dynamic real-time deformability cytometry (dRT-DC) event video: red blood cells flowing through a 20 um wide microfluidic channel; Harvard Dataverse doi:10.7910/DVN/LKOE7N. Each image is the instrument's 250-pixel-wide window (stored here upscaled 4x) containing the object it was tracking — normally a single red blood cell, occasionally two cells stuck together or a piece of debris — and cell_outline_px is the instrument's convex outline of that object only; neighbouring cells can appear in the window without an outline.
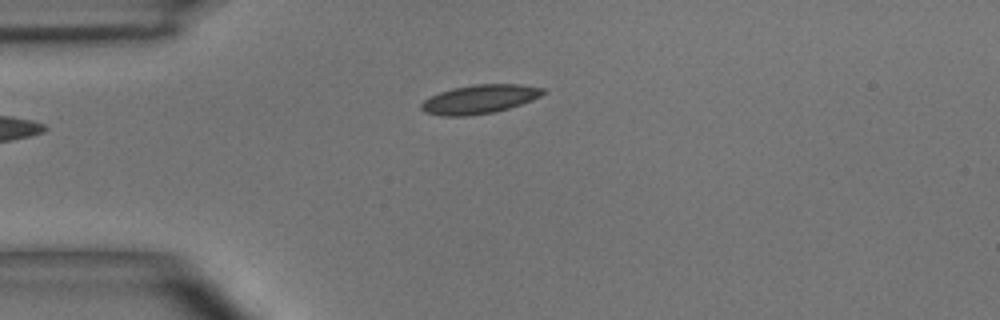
{"species": "common noctule bat (a hibernating species)", "species_latin": "Nyctalus noctula", "temperature_condition": "room temperature", "stored_images_in_passage": 3, "camera_frame_rate_fps": 3000, "um_per_image_px": 0.085, "animal": {"sex": "male", "body_mass_g": 15.6}, "frame": {"image": 1, "passage_image": 3, "time_ms": 3.0, "image_size_px": [1000, 320], "cell_outline_px": [[544, 92], [540, 96], [532, 100], [508, 108], [492, 112], [464, 116], [444, 116], [424, 112], [420, 108], [420, 104], [424, 100], [440, 92], [452, 88], [472, 84], [520, 84], [544, 88]], "centroid_in_image_um": [40.74, 8.42], "position_along_channel_um": 44.3, "area_um2": 20.29}}